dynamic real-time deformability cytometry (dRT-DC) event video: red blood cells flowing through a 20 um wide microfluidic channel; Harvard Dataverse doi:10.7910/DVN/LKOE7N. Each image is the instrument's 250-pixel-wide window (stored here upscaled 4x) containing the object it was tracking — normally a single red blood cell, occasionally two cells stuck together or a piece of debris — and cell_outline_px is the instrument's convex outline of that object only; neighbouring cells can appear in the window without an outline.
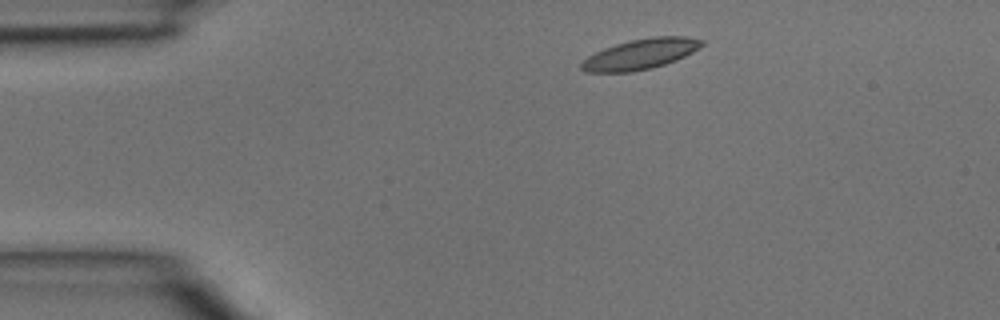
{"species": "common noctule bat (a hibernating species)", "species_latin": "Nyctalus noctula", "temperature_condition": "room temperature", "stored_images_in_passage": 2, "camera_frame_rate_fps": 3000, "um_per_image_px": 0.085, "animal": {"sex": "male", "body_mass_g": 15.6}, "frame": {"image": 1, "passage_image": 1, "time_ms": 0.0, "image_size_px": [1000, 320], "cell_outline_px": [[704, 44], [700, 48], [676, 60], [652, 68], [632, 72], [584, 72], [580, 68], [580, 64], [588, 56], [604, 48], [628, 40], [652, 36], [684, 36], [704, 40]], "centroid_in_image_um": [54.44, 4.59], "position_along_channel_um": 30.6, "area_um2": 21.39}}